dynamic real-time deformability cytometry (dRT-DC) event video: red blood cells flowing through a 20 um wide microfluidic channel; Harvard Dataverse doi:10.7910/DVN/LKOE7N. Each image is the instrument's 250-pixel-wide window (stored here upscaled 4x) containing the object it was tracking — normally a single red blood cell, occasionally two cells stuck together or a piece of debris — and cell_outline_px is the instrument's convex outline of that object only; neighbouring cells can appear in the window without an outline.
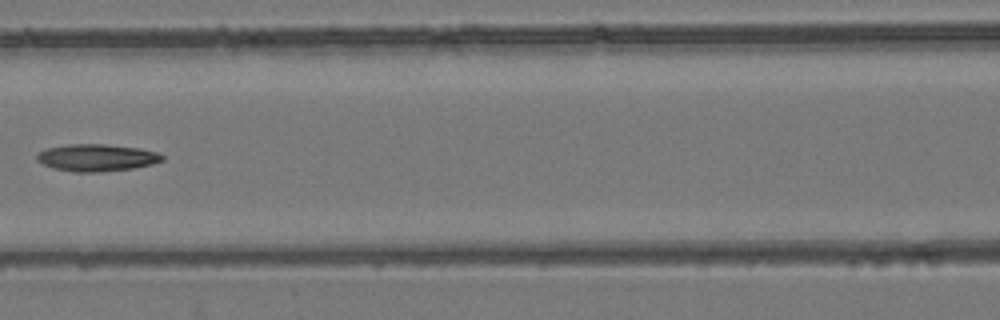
{"species": "common noctule bat (a hibernating species)", "species_latin": "Nyctalus noctula", "temperature_condition": "room temperature", "stored_images_in_passage": 7, "camera_frame_rate_fps": 3000, "um_per_image_px": 0.085, "animal": {"sex": "female", "body_mass_g": 24.6, "forearm_length_mm": 56.2}, "frame": {"image": 1, "passage_image": 6, "time_ms": 1.667, "image_size_px": [1000, 320], "cell_outline_px": [[164, 160], [152, 164], [132, 168], [100, 172], [72, 172], [52, 168], [36, 160], [36, 156], [44, 148], [68, 144], [104, 144], [140, 148], [156, 152], [164, 156]], "centroid_in_image_um": [8.19, 13.4], "position_along_channel_um": 158.4, "area_um2": 19.88}}
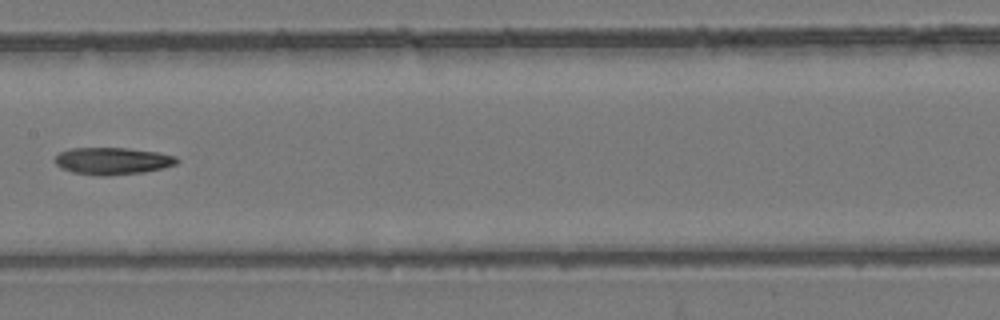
{"frame": {"image": 2, "passage_image": 7, "time_ms": 2.0, "image_size_px": [1000, 320], "cell_outline_px": [[180, 160], [176, 164], [164, 168], [144, 172], [108, 176], [96, 176], [72, 172], [60, 168], [56, 164], [56, 156], [60, 152], [72, 148], [128, 148], [156, 152], [176, 156]], "centroid_in_image_um": [9.58, 13.69], "position_along_channel_um": 197.8, "area_um2": 19.36}}